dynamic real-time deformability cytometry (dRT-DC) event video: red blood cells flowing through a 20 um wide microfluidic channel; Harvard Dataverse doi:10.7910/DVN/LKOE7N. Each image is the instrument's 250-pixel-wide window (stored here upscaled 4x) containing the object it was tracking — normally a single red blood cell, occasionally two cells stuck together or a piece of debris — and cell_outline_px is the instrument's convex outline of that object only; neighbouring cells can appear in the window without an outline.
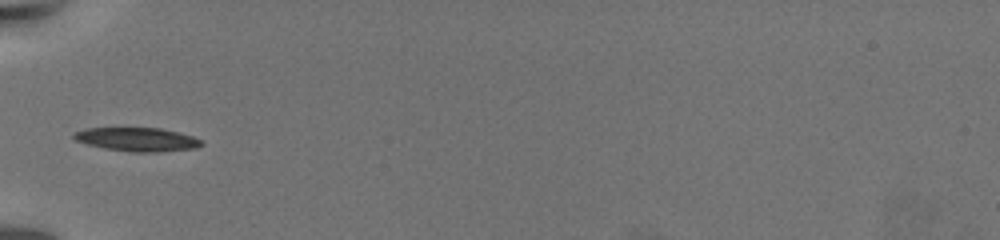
{"species": "common noctule bat (a hibernating species)", "species_latin": "Nyctalus noctula", "temperature_condition": "warm", "stored_images_in_passage": 41, "camera_frame_rate_fps": 3000, "um_per_image_px": 0.085, "animal": {"sex": "female", "body_mass_g": 19.5, "forearm_length_mm": 54.1}, "frame": {"image": 1, "passage_image": 1, "time_ms": 0.0, "image_size_px": [1000, 240], "cell_outline_px": [[204, 144], [196, 148], [160, 152], [132, 152], [104, 148], [88, 144], [76, 140], [72, 136], [72, 132], [84, 128], [160, 128], [192, 136], [200, 140]], "centroid_in_image_um": [11.63, 11.85], "position_along_channel_um": 73.4, "area_um2": 17.57}}
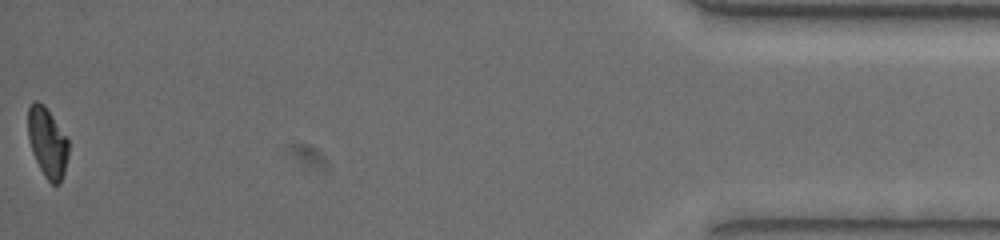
{"frame": {"image": 2, "passage_image": 41, "time_ms": 13.333, "image_size_px": [1000, 240], "cell_outline_px": [[68, 156], [64, 172], [60, 184], [52, 184], [44, 176], [32, 152], [28, 136], [28, 108], [32, 100], [36, 100], [44, 104], [68, 140]], "centroid_in_image_um": [4.02, 12.1], "position_along_channel_um": 431.2, "area_um2": 16.36}, "authors_computed_cell_mechanics": {"area_um2": 18.207, "velocity_mm_per_s": 3.2992, "shape_relaxation_time_tau1_ms": 4.5909, "shape_relaxation_time_tau2_ms": 2.4564, "deformation_change_tau1": 0.1546, "deformation_change_tau2": 0.0615}}